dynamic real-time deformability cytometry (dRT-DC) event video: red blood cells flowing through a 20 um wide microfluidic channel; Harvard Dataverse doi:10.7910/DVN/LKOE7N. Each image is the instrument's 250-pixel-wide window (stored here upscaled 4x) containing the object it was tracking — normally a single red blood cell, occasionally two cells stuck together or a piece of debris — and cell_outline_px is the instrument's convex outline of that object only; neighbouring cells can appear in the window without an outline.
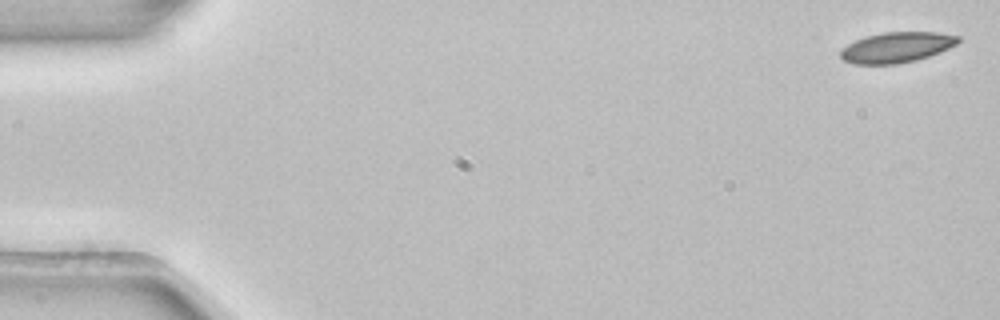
{"species": "common noctule bat (a hibernating species)", "species_latin": "Nyctalus noctula", "temperature_condition": "room temperature", "stored_images_in_passage": 4, "camera_frame_rate_fps": 3000, "um_per_image_px": 0.085, "animal": {"sex": "female", "body_mass_g": 22.7, "forearm_length_mm": 54.2}, "frame": {"image": 1, "passage_image": 1, "time_ms": 0.0, "image_size_px": [1000, 320], "cell_outline_px": [[960, 40], [956, 44], [940, 52], [916, 60], [896, 64], [852, 64], [844, 60], [840, 56], [840, 48], [856, 40], [868, 36], [884, 32], [936, 32], [960, 36]], "centroid_in_image_um": [76.2, 4.03], "position_along_channel_um": 8.8, "area_um2": 20.81}}